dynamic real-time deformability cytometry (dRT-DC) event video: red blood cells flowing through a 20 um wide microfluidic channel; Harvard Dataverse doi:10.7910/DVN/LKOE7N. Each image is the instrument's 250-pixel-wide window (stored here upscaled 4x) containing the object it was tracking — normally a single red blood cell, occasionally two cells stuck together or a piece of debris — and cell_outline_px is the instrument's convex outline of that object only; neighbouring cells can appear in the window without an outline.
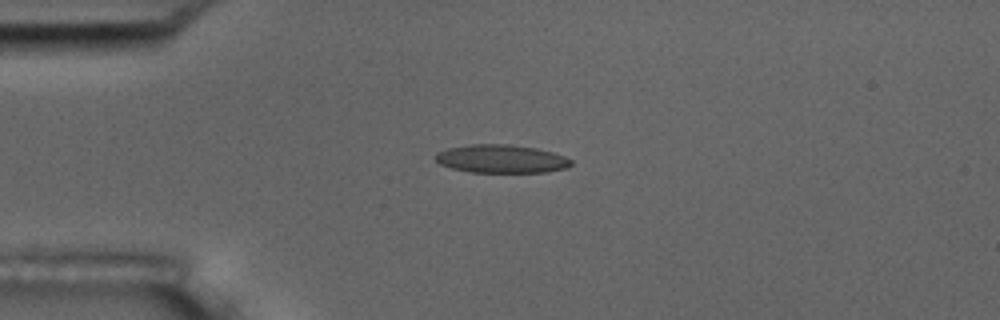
{"species": "common noctule bat (a hibernating species)", "species_latin": "Nyctalus noctula", "temperature_condition": "room temperature", "stored_images_in_passage": 6, "camera_frame_rate_fps": 3000, "um_per_image_px": 0.085, "animal": {"sex": "male", "body_mass_g": 17.5, "forearm_length_mm": 52.3}, "frame": {"image": 1, "passage_image": 3, "time_ms": 2.333, "image_size_px": [1000, 320], "cell_outline_px": [[572, 164], [568, 168], [548, 172], [468, 172], [452, 168], [440, 164], [436, 160], [436, 152], [448, 148], [468, 144], [512, 144], [536, 148], [552, 152], [564, 156], [572, 160]], "centroid_in_image_um": [42.63, 13.5], "position_along_channel_um": 42.4, "area_um2": 22.48}}